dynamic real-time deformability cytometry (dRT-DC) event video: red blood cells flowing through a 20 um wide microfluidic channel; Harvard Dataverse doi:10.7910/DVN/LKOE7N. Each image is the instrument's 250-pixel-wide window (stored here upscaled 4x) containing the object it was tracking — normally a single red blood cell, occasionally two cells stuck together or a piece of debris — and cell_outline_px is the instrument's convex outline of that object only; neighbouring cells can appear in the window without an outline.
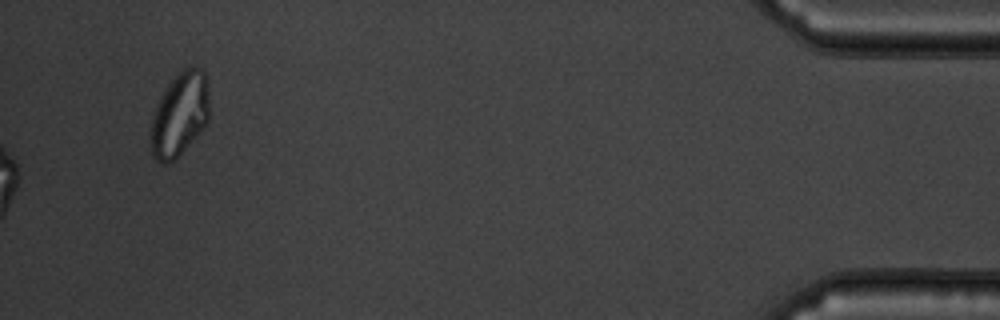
{"species": "common noctule bat (a hibernating species)", "species_latin": "Nyctalus noctula", "temperature_condition": "warm", "stored_images_in_passage": 52, "camera_frame_rate_fps": 3000, "um_per_image_px": 0.085, "animal": {"sex": "male", "body_mass_g": 19.5, "forearm_length_mm": 54.6}, "frame": {"image": 1, "passage_image": 52, "time_ms": 17.0, "image_size_px": [1000, 320], "cell_outline_px": [[208, 120], [200, 132], [176, 160], [168, 164], [164, 164], [156, 160], [152, 156], [148, 136], [152, 116], [160, 96], [176, 72], [184, 68], [200, 68], [204, 72], [208, 88]], "centroid_in_image_um": [15.22, 9.77], "position_along_channel_um": 420.0, "area_um2": 29.13}}